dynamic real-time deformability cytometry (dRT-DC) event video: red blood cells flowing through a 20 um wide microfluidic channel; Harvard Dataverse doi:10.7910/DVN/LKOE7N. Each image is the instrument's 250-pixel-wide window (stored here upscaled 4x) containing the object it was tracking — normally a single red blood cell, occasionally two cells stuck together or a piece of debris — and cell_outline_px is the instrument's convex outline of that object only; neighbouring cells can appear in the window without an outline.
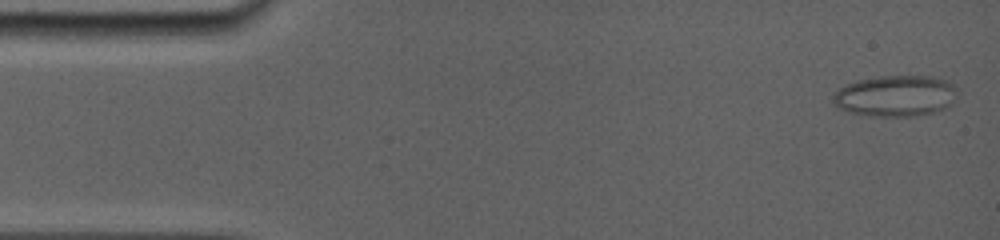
{"species": "common noctule bat (a hibernating species)", "species_latin": "Nyctalus noctula", "temperature_condition": "room temperature", "stored_images_in_passage": 19, "camera_frame_rate_fps": 5000, "um_per_image_px": 0.085, "animal": {"sex": "female", "body_mass_g": 19.0, "forearm_length_mm": 56.7}, "frame": {"image": 1, "passage_image": 1, "time_ms": 0.0, "image_size_px": [1000, 240], "cell_outline_px": [[960, 92], [952, 104], [944, 108], [932, 112], [916, 116], [868, 116], [848, 112], [836, 108], [832, 104], [832, 96], [844, 84], [860, 80], [880, 76], [932, 76], [948, 80]], "centroid_in_image_um": [76.12, 8.15], "position_along_channel_um": 8.9, "area_um2": 30.23}}
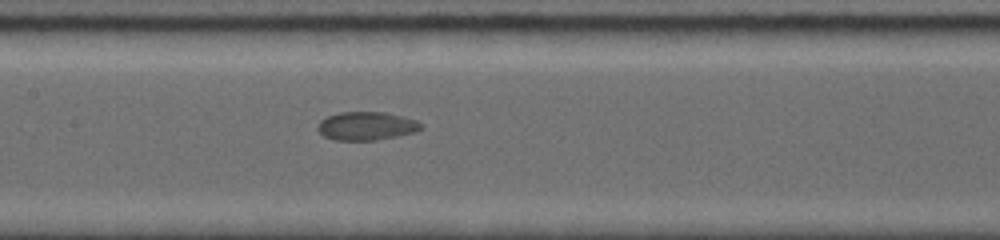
{"frame": {"image": 2, "passage_image": 12, "time_ms": 7.4, "image_size_px": [1000, 240], "cell_outline_px": [[424, 128], [416, 132], [376, 140], [336, 140], [324, 136], [316, 128], [320, 120], [328, 116], [340, 112], [384, 112], [416, 120], [424, 124]], "centroid_in_image_um": [31.17, 10.71], "position_along_channel_um": 176.2, "area_um2": 17.11}}
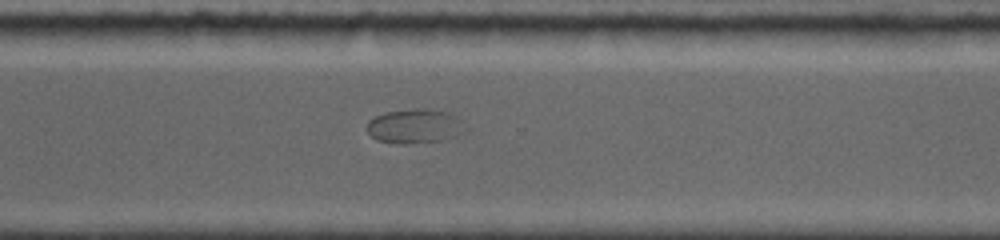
{"frame": {"image": 3, "passage_image": 19, "time_ms": 11.6, "image_size_px": [1000, 240], "cell_outline_px": [[468, 132], [444, 140], [408, 144], [400, 144], [376, 140], [368, 132], [368, 120], [384, 112], [412, 108], [424, 108], [448, 112], [456, 116], [468, 128]], "centroid_in_image_um": [35.3, 10.72], "position_along_channel_um": 335.3, "area_um2": 20.06}}